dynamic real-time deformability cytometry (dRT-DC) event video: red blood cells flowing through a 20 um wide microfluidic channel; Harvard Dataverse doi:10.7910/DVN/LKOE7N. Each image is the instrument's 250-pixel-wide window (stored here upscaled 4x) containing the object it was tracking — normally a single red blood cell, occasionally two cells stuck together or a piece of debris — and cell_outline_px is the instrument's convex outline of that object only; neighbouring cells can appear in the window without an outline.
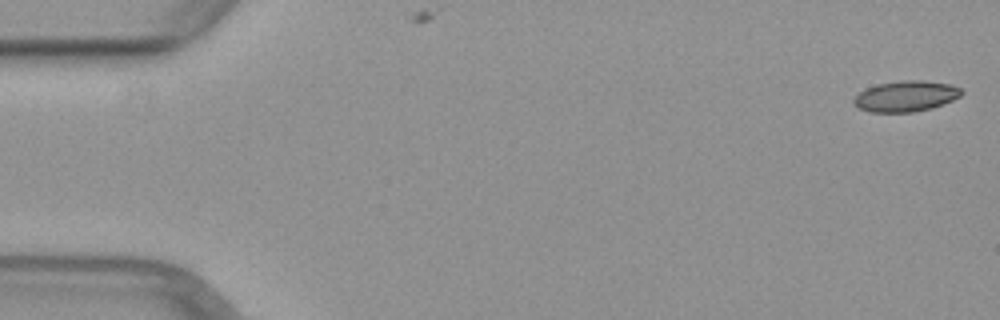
{"species": "common noctule bat (a hibernating species)", "species_latin": "Nyctalus noctula", "temperature_condition": "warm", "stored_images_in_passage": 6, "camera_frame_rate_fps": 3000, "um_per_image_px": 0.085, "animal": {"sex": "female", "body_mass_g": 29.2, "forearm_length_mm": 56.3}, "frame": {"image": 1, "passage_image": 1, "time_ms": 0.0, "image_size_px": [1000, 320], "cell_outline_px": [[964, 92], [960, 96], [952, 100], [932, 108], [912, 112], [868, 112], [852, 104], [852, 100], [860, 92], [876, 84], [904, 80], [920, 80], [948, 84], [960, 88]], "centroid_in_image_um": [76.97, 8.18], "position_along_channel_um": 8.0, "area_um2": 19.19}}